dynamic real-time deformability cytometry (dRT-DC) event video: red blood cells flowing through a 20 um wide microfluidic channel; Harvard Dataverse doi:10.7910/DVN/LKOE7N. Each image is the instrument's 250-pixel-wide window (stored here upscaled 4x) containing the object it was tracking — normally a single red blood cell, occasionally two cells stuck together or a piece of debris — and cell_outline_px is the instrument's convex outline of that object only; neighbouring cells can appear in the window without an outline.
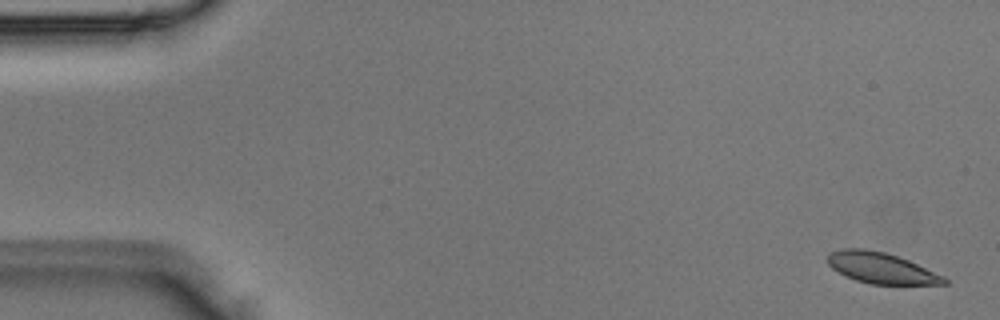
{"species": "Egyptian fruit bat (a non-hibernating species)", "species_latin": "Rousettus aegyptiacus", "temperature_condition": "room temperature", "stored_images_in_passage": 4, "camera_frame_rate_fps": 3000, "um_per_image_px": 0.085, "animal": {"sex": "male"}, "frame": {"image": 1, "passage_image": 1, "time_ms": 0.0, "image_size_px": [1000, 320], "cell_outline_px": [[948, 284], [872, 284], [856, 280], [844, 276], [832, 268], [828, 264], [828, 252], [840, 248], [864, 248], [884, 252], [908, 260], [944, 276], [948, 280]], "centroid_in_image_um": [74.86, 22.77], "position_along_channel_um": 10.1, "area_um2": 20.98}}
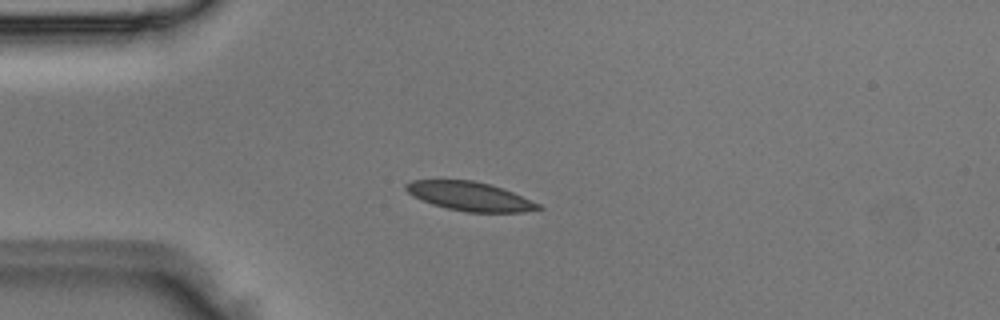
{"frame": {"image": 2, "passage_image": 4, "time_ms": 1.0, "image_size_px": [1000, 320], "cell_outline_px": [[544, 208], [524, 212], [464, 212], [432, 204], [420, 200], [412, 196], [404, 188], [404, 184], [412, 180], [472, 180], [504, 188], [540, 204]], "centroid_in_image_um": [39.92, 16.69], "position_along_channel_um": 45.1, "area_um2": 22.37}}